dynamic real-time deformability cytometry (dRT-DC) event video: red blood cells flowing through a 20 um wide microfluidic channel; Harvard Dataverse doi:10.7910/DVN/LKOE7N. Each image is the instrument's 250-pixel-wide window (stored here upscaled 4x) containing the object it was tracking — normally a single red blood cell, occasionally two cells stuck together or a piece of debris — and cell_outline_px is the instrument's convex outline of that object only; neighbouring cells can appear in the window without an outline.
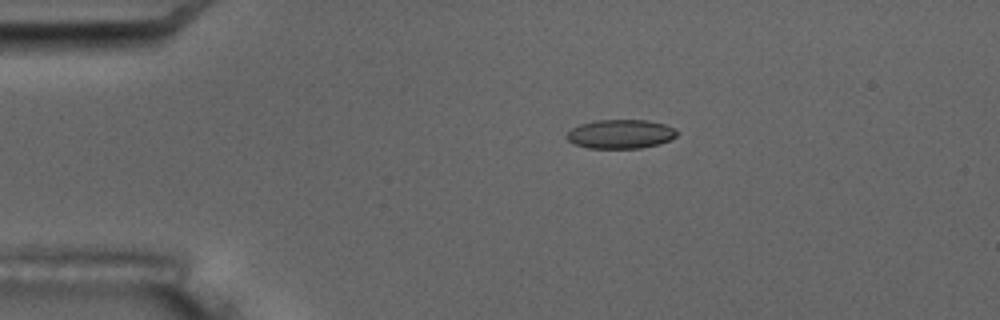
{"species": "common noctule bat (a hibernating species)", "species_latin": "Nyctalus noctula", "temperature_condition": "room temperature", "stored_images_in_passage": 7, "camera_frame_rate_fps": 3000, "um_per_image_px": 0.085, "animal": {"sex": "male", "body_mass_g": 17.5, "forearm_length_mm": 52.3}, "frame": {"image": 1, "passage_image": 4, "time_ms": 3.333, "image_size_px": [1000, 320], "cell_outline_px": [[680, 132], [676, 136], [660, 144], [640, 148], [588, 148], [572, 144], [564, 136], [572, 128], [580, 124], [596, 120], [648, 120], [664, 124]], "centroid_in_image_um": [52.72, 11.4], "position_along_channel_um": 32.3, "area_um2": 18.73}}